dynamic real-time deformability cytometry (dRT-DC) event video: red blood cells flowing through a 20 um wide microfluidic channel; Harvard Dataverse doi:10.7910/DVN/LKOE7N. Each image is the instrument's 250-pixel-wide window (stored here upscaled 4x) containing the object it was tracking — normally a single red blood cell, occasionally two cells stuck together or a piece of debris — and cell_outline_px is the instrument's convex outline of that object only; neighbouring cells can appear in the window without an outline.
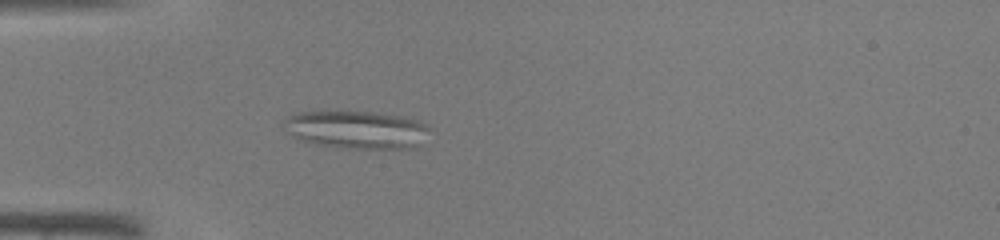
{"species": "common noctule bat (a hibernating species)", "species_latin": "Nyctalus noctula", "temperature_condition": "warm", "stored_images_in_passage": 45, "camera_frame_rate_fps": 3000, "um_per_image_px": 0.085, "animal": {"sex": "male", "body_mass_g": 19.0, "forearm_length_mm": 50.8}, "frame": {"image": 1, "passage_image": 13, "time_ms": 4.0, "image_size_px": [1000, 240], "cell_outline_px": [[428, 128], [420, 144], [416, 148], [336, 148], [316, 144], [300, 140], [292, 136], [288, 132], [284, 124], [284, 120], [288, 116], [296, 112], [372, 112], [404, 116], [416, 120], [424, 124]], "centroid_in_image_um": [30.27, 11.03], "position_along_channel_um": 54.7, "area_um2": 31.91}}
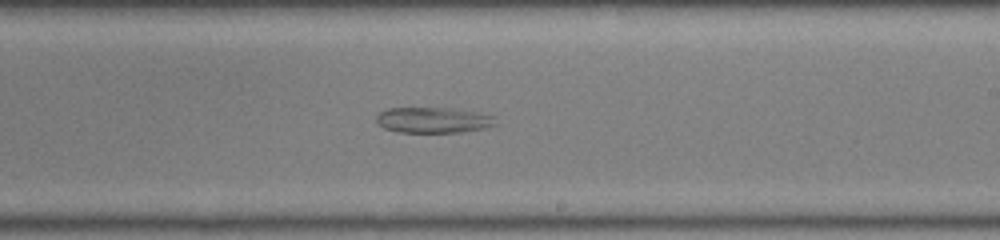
{"frame": {"image": 2, "passage_image": 27, "time_ms": 8.667, "image_size_px": [1000, 240], "cell_outline_px": [[496, 124], [484, 128], [460, 132], [400, 132], [384, 128], [376, 120], [376, 116], [380, 112], [388, 108], [448, 108], [472, 112], [492, 116]], "centroid_in_image_um": [36.77, 10.21], "position_along_channel_um": 252.2, "area_um2": 17.4}}
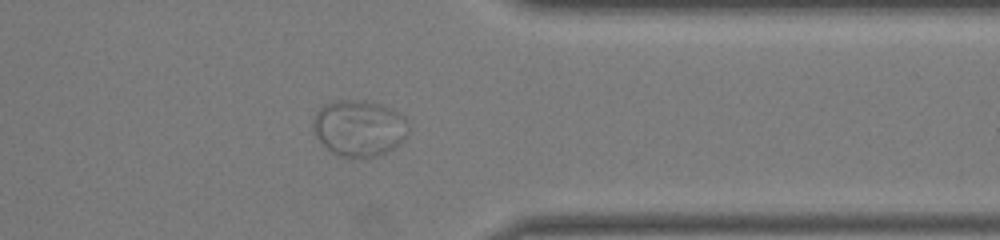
{"frame": {"image": 3, "passage_image": 36, "time_ms": 11.667, "image_size_px": [1000, 240], "cell_outline_px": [[408, 136], [400, 144], [380, 156], [364, 160], [360, 160], [340, 156], [332, 152], [312, 132], [312, 116], [324, 104], [336, 100], [364, 100], [380, 104], [392, 108], [404, 116], [408, 120]], "centroid_in_image_um": [30.54, 10.91], "position_along_channel_um": 380.9, "area_um2": 32.19}}